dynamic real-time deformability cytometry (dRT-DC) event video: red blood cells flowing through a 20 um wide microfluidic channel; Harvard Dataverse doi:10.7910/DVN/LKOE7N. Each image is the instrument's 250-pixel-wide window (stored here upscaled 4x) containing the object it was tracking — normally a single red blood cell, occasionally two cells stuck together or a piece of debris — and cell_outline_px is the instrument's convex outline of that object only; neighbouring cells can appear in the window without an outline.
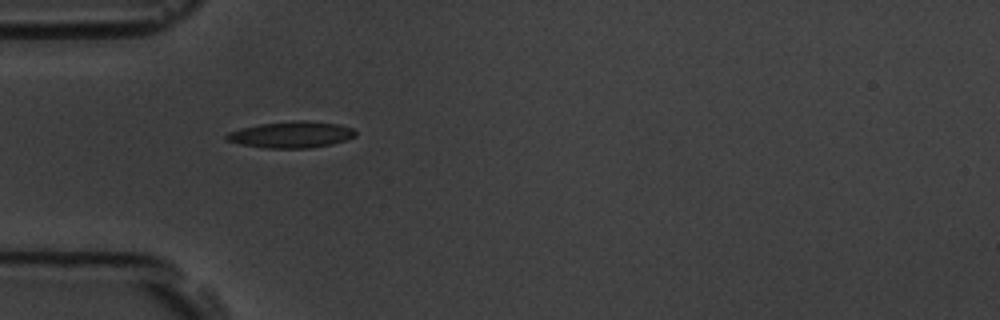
{"species": "common noctule bat (a hibernating species)", "species_latin": "Nyctalus noctula", "temperature_condition": "room temperature", "stored_images_in_passage": 32, "camera_frame_rate_fps": 3000, "um_per_image_px": 0.085, "animal": {"sex": "male", "body_mass_g": 19.5, "forearm_length_mm": 54.6}, "frame": {"image": 1, "passage_image": 1, "time_ms": 0.0, "image_size_px": [1000, 320], "cell_outline_px": [[356, 136], [348, 140], [332, 144], [308, 148], [268, 148], [240, 144], [224, 140], [224, 136], [228, 132], [240, 128], [260, 124], [296, 120], [304, 120], [340, 124], [352, 128], [356, 132]], "centroid_in_image_um": [24.76, 11.44], "position_along_channel_um": 60.2, "area_um2": 20.0}}
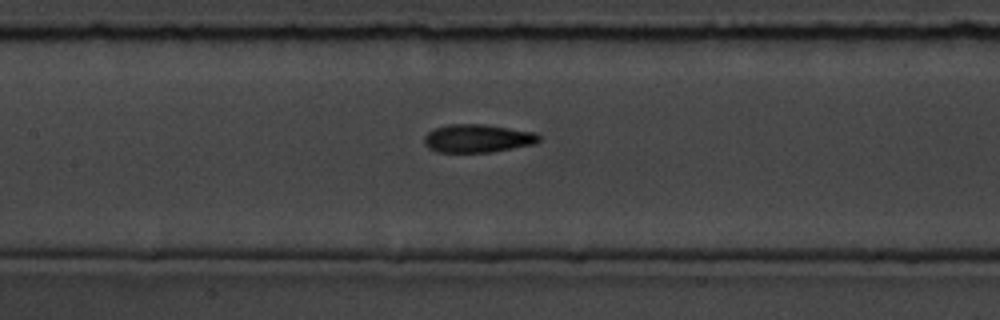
{"frame": {"image": 2, "passage_image": 10, "time_ms": 3.0, "image_size_px": [1000, 320], "cell_outline_px": [[540, 140], [536, 144], [492, 152], [436, 152], [428, 148], [424, 144], [424, 136], [428, 132], [436, 128], [448, 124], [484, 124], [536, 132], [540, 136]], "centroid_in_image_um": [40.61, 11.76], "position_along_channel_um": 166.8, "area_um2": 19.02}}
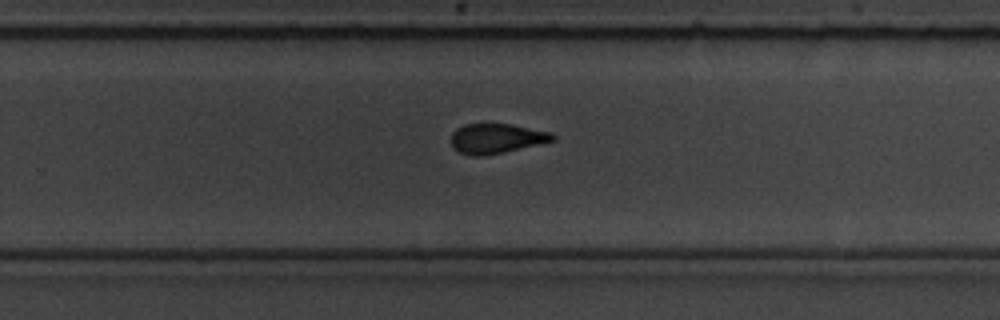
{"frame": {"image": 3, "passage_image": 20, "time_ms": 6.333, "image_size_px": [1000, 320], "cell_outline_px": [[556, 140], [504, 152], [480, 156], [472, 156], [460, 152], [452, 148], [452, 132], [456, 128], [464, 124], [484, 120], [512, 124], [552, 132], [556, 136]], "centroid_in_image_um": [42.18, 11.71], "position_along_channel_um": 287.6, "area_um2": 18.38}, "authors_computed_cell_mechanics": {"area_um2": 18.8717, "velocity_mm_per_s": 3.6388, "shape_relaxation_time_tau1_ms": 4.4231, "shape_relaxation_time_tau2_ms": 2.105, "deformation_change_tau1": 0.168, "deformation_change_tau2": 0.0761}}